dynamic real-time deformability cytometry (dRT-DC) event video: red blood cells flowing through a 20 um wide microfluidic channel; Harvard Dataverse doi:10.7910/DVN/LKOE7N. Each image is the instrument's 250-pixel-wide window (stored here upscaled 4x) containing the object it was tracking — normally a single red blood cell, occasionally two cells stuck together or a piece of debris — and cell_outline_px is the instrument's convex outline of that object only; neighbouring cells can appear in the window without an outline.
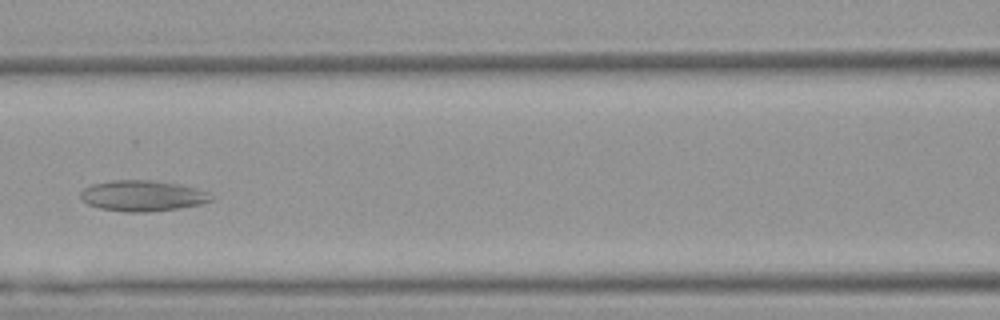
{"species": "Egyptian fruit bat (a non-hibernating species)", "species_latin": "Rousettus aegyptiacus", "temperature_condition": "warm", "stored_images_in_passage": 5, "camera_frame_rate_fps": 3000, "um_per_image_px": 0.085, "animal": {"sex": "female"}, "frame": {"image": 1, "passage_image": 5, "time_ms": 1.333, "image_size_px": [1000, 320], "cell_outline_px": [[216, 196], [212, 200], [200, 204], [176, 208], [148, 212], [124, 212], [100, 208], [88, 204], [80, 196], [80, 192], [84, 188], [92, 184], [112, 180], [152, 180], [176, 184], [196, 188], [208, 192]], "centroid_in_image_um": [12.12, 16.64], "position_along_channel_um": 154.5, "area_um2": 23.35}}